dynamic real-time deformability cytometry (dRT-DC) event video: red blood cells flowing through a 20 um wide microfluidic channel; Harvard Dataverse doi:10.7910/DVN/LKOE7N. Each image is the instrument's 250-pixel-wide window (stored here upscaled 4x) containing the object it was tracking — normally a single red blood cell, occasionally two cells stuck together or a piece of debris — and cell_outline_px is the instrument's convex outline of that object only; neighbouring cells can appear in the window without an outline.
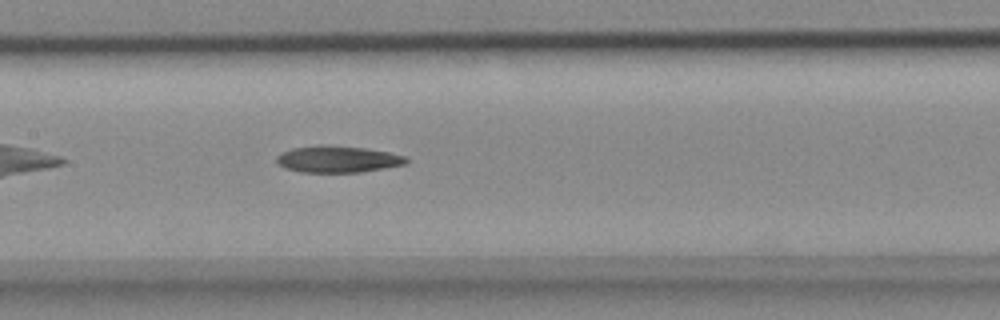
{"species": "common noctule bat (a hibernating species)", "species_latin": "Nyctalus noctula", "temperature_condition": "cold", "stored_images_in_passage": 42, "camera_frame_rate_fps": 3000, "um_per_image_px": 0.085, "animal": {"sex": "female", "body_mass_g": 18.4}, "frame": {"image": 1, "passage_image": 13, "time_ms": 4.0, "image_size_px": [1000, 320], "cell_outline_px": [[408, 160], [404, 164], [384, 168], [360, 172], [300, 172], [284, 168], [276, 160], [276, 156], [292, 148], [320, 144], [364, 148], [388, 152], [404, 156]], "centroid_in_image_um": [28.67, 13.53], "position_along_channel_um": 178.7, "area_um2": 19.94}}
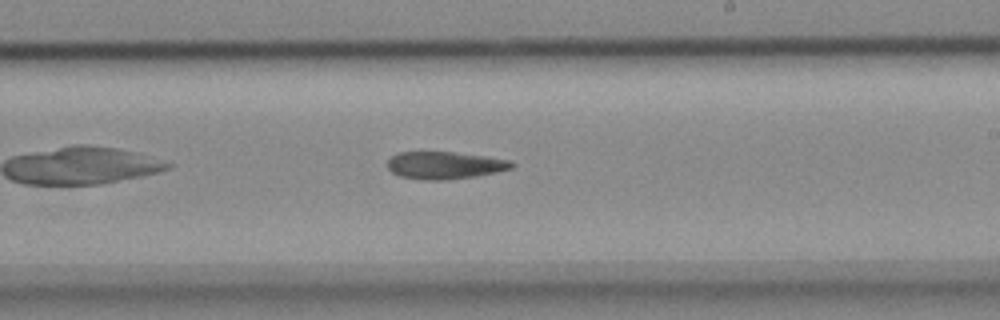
{"frame": {"image": 2, "passage_image": 19, "time_ms": 6.0, "image_size_px": [1000, 320], "cell_outline_px": [[516, 164], [512, 168], [496, 172], [476, 176], [448, 180], [424, 180], [400, 176], [392, 172], [388, 168], [388, 160], [392, 156], [400, 152], [452, 152], [484, 156], [508, 160]], "centroid_in_image_um": [37.8, 14.05], "position_along_channel_um": 251.2, "area_um2": 19.71}}
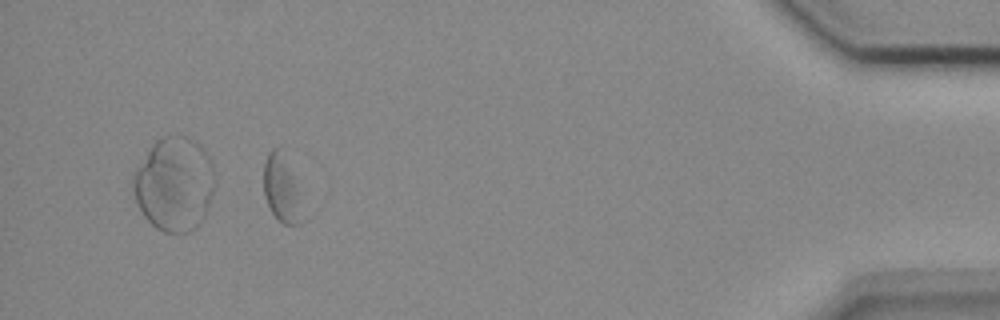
{"frame": {"image": 3, "passage_image": 37, "time_ms": 12.0, "image_size_px": [1000, 320], "cell_outline_px": [[300, 224], [284, 224], [276, 220], [264, 196], [264, 160], [268, 152], [272, 148], [276, 148], [292, 180], [296, 192]], "centroid_in_image_um": [23.8, 16.13], "position_along_channel_um": 411.4, "area_um2": 13.29}, "authors_computed_cell_mechanics": {"area_um2": 19.8254, "velocity_mm_per_s": 3.658, "shape_relaxation_time_tau1_ms": 6.8046, "shape_relaxation_time_tau2_ms": null, "deformation_change_tau1": 0.1168, "deformation_change_tau2": null}}